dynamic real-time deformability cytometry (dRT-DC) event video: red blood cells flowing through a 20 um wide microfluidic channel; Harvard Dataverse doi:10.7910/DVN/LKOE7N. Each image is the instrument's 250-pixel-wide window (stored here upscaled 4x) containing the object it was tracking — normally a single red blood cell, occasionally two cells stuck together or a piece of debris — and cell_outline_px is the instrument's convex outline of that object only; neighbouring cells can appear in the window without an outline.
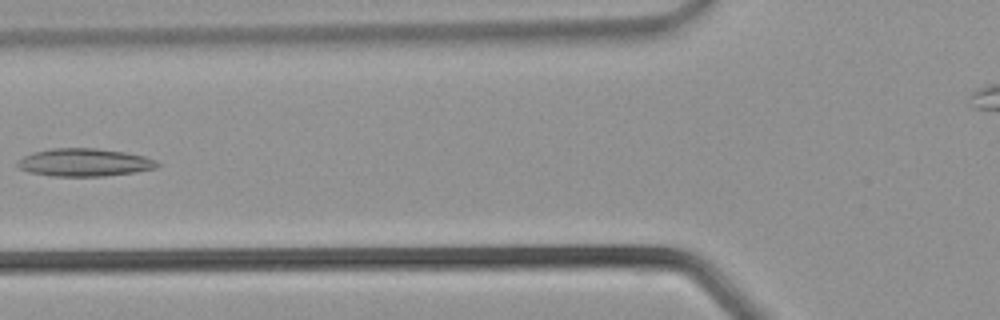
{"species": "common noctule bat (a hibernating species)", "species_latin": "Nyctalus noctula", "temperature_condition": "warm", "stored_images_in_passage": 37, "camera_frame_rate_fps": 3000, "um_per_image_px": 0.085, "animal": {"sex": "male", "body_mass_g": 21.5, "forearm_length_mm": 52.0}, "frame": {"image": 1, "passage_image": 14, "time_ms": 4.333, "image_size_px": [1000, 320], "cell_outline_px": [[160, 164], [156, 168], [136, 172], [104, 176], [52, 176], [28, 172], [20, 168], [16, 164], [24, 156], [32, 152], [52, 148], [96, 148], [124, 152], [144, 156], [156, 160]], "centroid_in_image_um": [7.18, 13.8], "position_along_channel_um": 118.6, "area_um2": 22.66}}
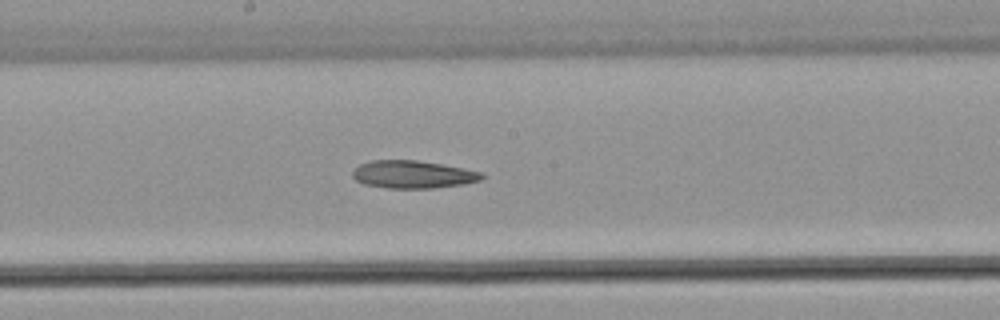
{"frame": {"image": 2, "passage_image": 19, "time_ms": 6.0, "image_size_px": [1000, 320], "cell_outline_px": [[484, 176], [480, 180], [464, 184], [432, 188], [388, 188], [364, 184], [356, 180], [352, 176], [352, 172], [360, 164], [372, 160], [416, 160], [440, 164], [480, 172]], "centroid_in_image_um": [35.05, 14.83], "position_along_channel_um": 213.1, "area_um2": 20.58}}
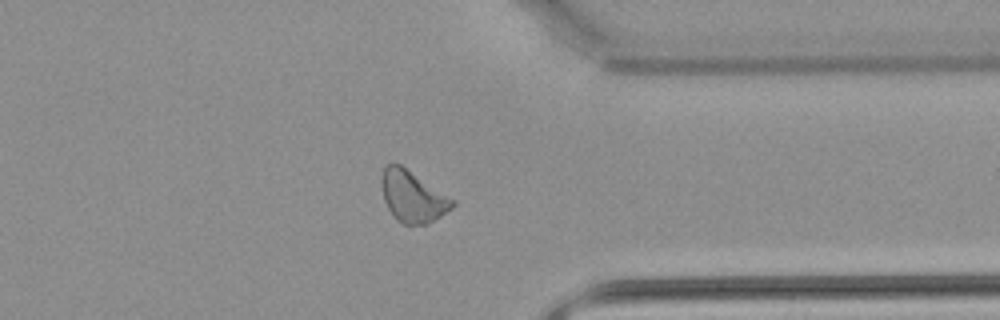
{"frame": {"image": 3, "passage_image": 28, "time_ms": 9.0, "image_size_px": [1000, 320], "cell_outline_px": [[456, 204], [452, 208], [428, 224], [404, 224], [396, 220], [388, 208], [384, 200], [380, 184], [380, 176], [384, 164], [400, 164], [456, 200]], "centroid_in_image_um": [35.05, 16.68], "position_along_channel_um": 376.3, "area_um2": 21.39}}